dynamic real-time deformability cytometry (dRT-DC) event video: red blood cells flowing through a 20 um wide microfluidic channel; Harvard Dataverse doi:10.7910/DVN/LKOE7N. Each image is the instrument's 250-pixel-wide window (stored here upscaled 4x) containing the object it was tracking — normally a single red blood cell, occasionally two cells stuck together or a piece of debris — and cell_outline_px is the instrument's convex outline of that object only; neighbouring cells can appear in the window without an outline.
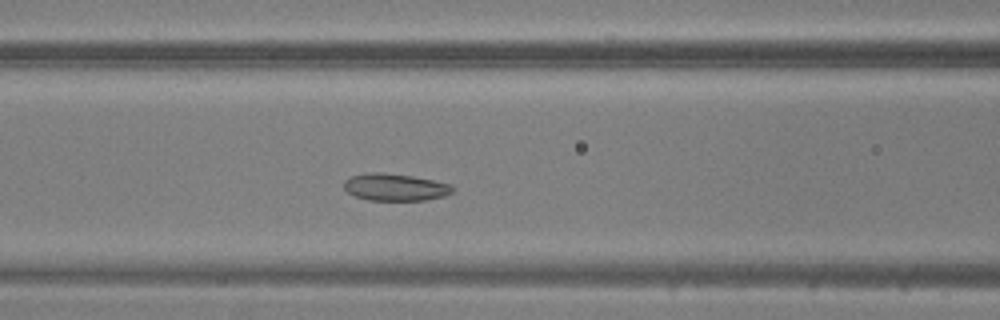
{"species": "common noctule bat (a hibernating species)", "species_latin": "Nyctalus noctula", "temperature_condition": "warm", "stored_images_in_passage": 44, "camera_frame_rate_fps": 3000, "um_per_image_px": 0.085, "animal": {"sex": "male", "body_mass_g": 20.5, "forearm_length_mm": 52.5}, "frame": {"image": 1, "passage_image": 15, "time_ms": 4.667, "image_size_px": [1000, 320], "cell_outline_px": [[456, 188], [452, 192], [444, 196], [424, 200], [368, 200], [356, 196], [348, 192], [344, 188], [344, 180], [352, 176], [368, 172], [384, 172], [412, 176], [432, 180], [448, 184]], "centroid_in_image_um": [33.57, 15.9], "position_along_channel_um": 133.0, "area_um2": 17.11}}
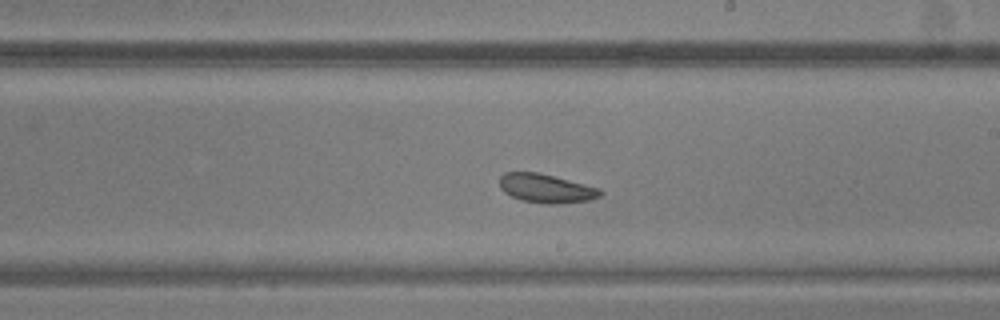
{"frame": {"image": 2, "passage_image": 23, "time_ms": 7.333, "image_size_px": [1000, 320], "cell_outline_px": [[604, 192], [600, 196], [592, 200], [560, 204], [544, 204], [520, 200], [504, 192], [500, 188], [500, 176], [504, 172], [540, 172], [600, 188]], "centroid_in_image_um": [46.44, 16.02], "position_along_channel_um": 242.6, "area_um2": 17.22}}
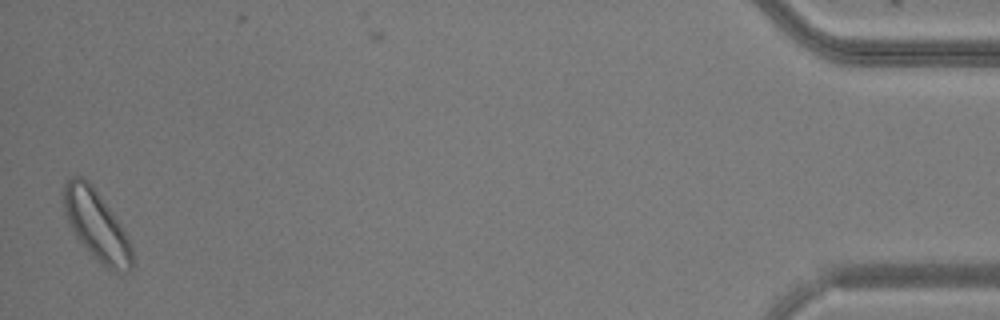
{"frame": {"image": 3, "passage_image": 43, "time_ms": 14.0, "image_size_px": [1000, 320], "cell_outline_px": [[132, 268], [128, 272], [116, 272], [100, 264], [92, 256], [76, 236], [68, 220], [64, 208], [64, 184], [68, 176], [80, 176], [88, 180], [92, 184], [112, 212], [120, 224], [132, 248]], "centroid_in_image_um": [8.2, 19.15], "position_along_channel_um": 427.0, "area_um2": 27.51}}